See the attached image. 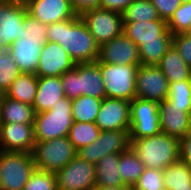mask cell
Wrapping results in <instances>:
<instances>
[{"mask_svg":"<svg viewBox=\"0 0 191 190\" xmlns=\"http://www.w3.org/2000/svg\"><path fill=\"white\" fill-rule=\"evenodd\" d=\"M73 122L71 99L65 96L58 100L56 105H52L50 110L35 114V141L67 137Z\"/></svg>","mask_w":191,"mask_h":190,"instance_id":"cell-4","label":"cell"},{"mask_svg":"<svg viewBox=\"0 0 191 190\" xmlns=\"http://www.w3.org/2000/svg\"><path fill=\"white\" fill-rule=\"evenodd\" d=\"M28 13L25 3L0 0V45L7 50L21 38L23 21Z\"/></svg>","mask_w":191,"mask_h":190,"instance_id":"cell-13","label":"cell"},{"mask_svg":"<svg viewBox=\"0 0 191 190\" xmlns=\"http://www.w3.org/2000/svg\"><path fill=\"white\" fill-rule=\"evenodd\" d=\"M90 34L99 45L123 33V16L108 9L95 8L80 15Z\"/></svg>","mask_w":191,"mask_h":190,"instance_id":"cell-9","label":"cell"},{"mask_svg":"<svg viewBox=\"0 0 191 190\" xmlns=\"http://www.w3.org/2000/svg\"><path fill=\"white\" fill-rule=\"evenodd\" d=\"M69 1L76 15L80 16L85 11L99 8L100 0H69Z\"/></svg>","mask_w":191,"mask_h":190,"instance_id":"cell-43","label":"cell"},{"mask_svg":"<svg viewBox=\"0 0 191 190\" xmlns=\"http://www.w3.org/2000/svg\"><path fill=\"white\" fill-rule=\"evenodd\" d=\"M100 133L101 130L93 122L74 121L67 137L70 139L76 151H78L97 140Z\"/></svg>","mask_w":191,"mask_h":190,"instance_id":"cell-30","label":"cell"},{"mask_svg":"<svg viewBox=\"0 0 191 190\" xmlns=\"http://www.w3.org/2000/svg\"><path fill=\"white\" fill-rule=\"evenodd\" d=\"M20 74L21 72L8 50L0 45V94H5Z\"/></svg>","mask_w":191,"mask_h":190,"instance_id":"cell-33","label":"cell"},{"mask_svg":"<svg viewBox=\"0 0 191 190\" xmlns=\"http://www.w3.org/2000/svg\"><path fill=\"white\" fill-rule=\"evenodd\" d=\"M155 6L160 19L168 21L174 11L180 6V0H151Z\"/></svg>","mask_w":191,"mask_h":190,"instance_id":"cell-40","label":"cell"},{"mask_svg":"<svg viewBox=\"0 0 191 190\" xmlns=\"http://www.w3.org/2000/svg\"><path fill=\"white\" fill-rule=\"evenodd\" d=\"M167 25L173 35L186 33L191 27V1L181 3L167 21Z\"/></svg>","mask_w":191,"mask_h":190,"instance_id":"cell-34","label":"cell"},{"mask_svg":"<svg viewBox=\"0 0 191 190\" xmlns=\"http://www.w3.org/2000/svg\"><path fill=\"white\" fill-rule=\"evenodd\" d=\"M103 98L82 95L71 99L73 120L95 123Z\"/></svg>","mask_w":191,"mask_h":190,"instance_id":"cell-29","label":"cell"},{"mask_svg":"<svg viewBox=\"0 0 191 190\" xmlns=\"http://www.w3.org/2000/svg\"><path fill=\"white\" fill-rule=\"evenodd\" d=\"M6 1H14V2H23V3H25L27 0H6Z\"/></svg>","mask_w":191,"mask_h":190,"instance_id":"cell-46","label":"cell"},{"mask_svg":"<svg viewBox=\"0 0 191 190\" xmlns=\"http://www.w3.org/2000/svg\"><path fill=\"white\" fill-rule=\"evenodd\" d=\"M167 100L178 108H191V80L169 83Z\"/></svg>","mask_w":191,"mask_h":190,"instance_id":"cell-35","label":"cell"},{"mask_svg":"<svg viewBox=\"0 0 191 190\" xmlns=\"http://www.w3.org/2000/svg\"><path fill=\"white\" fill-rule=\"evenodd\" d=\"M23 190H57L56 175L35 169Z\"/></svg>","mask_w":191,"mask_h":190,"instance_id":"cell-36","label":"cell"},{"mask_svg":"<svg viewBox=\"0 0 191 190\" xmlns=\"http://www.w3.org/2000/svg\"><path fill=\"white\" fill-rule=\"evenodd\" d=\"M123 22L153 21L160 19L151 0H134L122 13Z\"/></svg>","mask_w":191,"mask_h":190,"instance_id":"cell-32","label":"cell"},{"mask_svg":"<svg viewBox=\"0 0 191 190\" xmlns=\"http://www.w3.org/2000/svg\"><path fill=\"white\" fill-rule=\"evenodd\" d=\"M188 1H191V0H180L181 3H185V2H188Z\"/></svg>","mask_w":191,"mask_h":190,"instance_id":"cell-48","label":"cell"},{"mask_svg":"<svg viewBox=\"0 0 191 190\" xmlns=\"http://www.w3.org/2000/svg\"><path fill=\"white\" fill-rule=\"evenodd\" d=\"M133 1L134 0H100L99 8L108 9L122 14Z\"/></svg>","mask_w":191,"mask_h":190,"instance_id":"cell-42","label":"cell"},{"mask_svg":"<svg viewBox=\"0 0 191 190\" xmlns=\"http://www.w3.org/2000/svg\"><path fill=\"white\" fill-rule=\"evenodd\" d=\"M34 118L33 106L13 100L2 94L1 123L33 124Z\"/></svg>","mask_w":191,"mask_h":190,"instance_id":"cell-25","label":"cell"},{"mask_svg":"<svg viewBox=\"0 0 191 190\" xmlns=\"http://www.w3.org/2000/svg\"><path fill=\"white\" fill-rule=\"evenodd\" d=\"M172 37L173 34L170 32L162 41L142 44L138 48L140 64L157 66L171 47Z\"/></svg>","mask_w":191,"mask_h":190,"instance_id":"cell-31","label":"cell"},{"mask_svg":"<svg viewBox=\"0 0 191 190\" xmlns=\"http://www.w3.org/2000/svg\"><path fill=\"white\" fill-rule=\"evenodd\" d=\"M123 33L139 48L144 43L162 41L169 33L167 21L123 22Z\"/></svg>","mask_w":191,"mask_h":190,"instance_id":"cell-21","label":"cell"},{"mask_svg":"<svg viewBox=\"0 0 191 190\" xmlns=\"http://www.w3.org/2000/svg\"><path fill=\"white\" fill-rule=\"evenodd\" d=\"M131 146L129 130L101 131L97 140L77 151V156L96 164L111 153H121Z\"/></svg>","mask_w":191,"mask_h":190,"instance_id":"cell-11","label":"cell"},{"mask_svg":"<svg viewBox=\"0 0 191 190\" xmlns=\"http://www.w3.org/2000/svg\"><path fill=\"white\" fill-rule=\"evenodd\" d=\"M157 66L167 77L169 83L191 80V68L184 62L173 45Z\"/></svg>","mask_w":191,"mask_h":190,"instance_id":"cell-23","label":"cell"},{"mask_svg":"<svg viewBox=\"0 0 191 190\" xmlns=\"http://www.w3.org/2000/svg\"><path fill=\"white\" fill-rule=\"evenodd\" d=\"M38 88L36 74L21 73L5 92V96L22 103L33 105Z\"/></svg>","mask_w":191,"mask_h":190,"instance_id":"cell-24","label":"cell"},{"mask_svg":"<svg viewBox=\"0 0 191 190\" xmlns=\"http://www.w3.org/2000/svg\"><path fill=\"white\" fill-rule=\"evenodd\" d=\"M97 62L140 65L139 49L124 33L100 45Z\"/></svg>","mask_w":191,"mask_h":190,"instance_id":"cell-17","label":"cell"},{"mask_svg":"<svg viewBox=\"0 0 191 190\" xmlns=\"http://www.w3.org/2000/svg\"><path fill=\"white\" fill-rule=\"evenodd\" d=\"M1 105H2V94H0V124H1Z\"/></svg>","mask_w":191,"mask_h":190,"instance_id":"cell-45","label":"cell"},{"mask_svg":"<svg viewBox=\"0 0 191 190\" xmlns=\"http://www.w3.org/2000/svg\"><path fill=\"white\" fill-rule=\"evenodd\" d=\"M161 133L159 104L134 98L130 102V139H142Z\"/></svg>","mask_w":191,"mask_h":190,"instance_id":"cell-8","label":"cell"},{"mask_svg":"<svg viewBox=\"0 0 191 190\" xmlns=\"http://www.w3.org/2000/svg\"><path fill=\"white\" fill-rule=\"evenodd\" d=\"M133 190H166L163 181V170L145 168L143 174L133 186Z\"/></svg>","mask_w":191,"mask_h":190,"instance_id":"cell-37","label":"cell"},{"mask_svg":"<svg viewBox=\"0 0 191 190\" xmlns=\"http://www.w3.org/2000/svg\"><path fill=\"white\" fill-rule=\"evenodd\" d=\"M57 190H93L96 186L95 164L76 156L55 173Z\"/></svg>","mask_w":191,"mask_h":190,"instance_id":"cell-10","label":"cell"},{"mask_svg":"<svg viewBox=\"0 0 191 190\" xmlns=\"http://www.w3.org/2000/svg\"><path fill=\"white\" fill-rule=\"evenodd\" d=\"M28 13L44 24H52L76 16L69 0H27Z\"/></svg>","mask_w":191,"mask_h":190,"instance_id":"cell-19","label":"cell"},{"mask_svg":"<svg viewBox=\"0 0 191 190\" xmlns=\"http://www.w3.org/2000/svg\"><path fill=\"white\" fill-rule=\"evenodd\" d=\"M35 143L34 124H0L1 151L32 153Z\"/></svg>","mask_w":191,"mask_h":190,"instance_id":"cell-16","label":"cell"},{"mask_svg":"<svg viewBox=\"0 0 191 190\" xmlns=\"http://www.w3.org/2000/svg\"><path fill=\"white\" fill-rule=\"evenodd\" d=\"M21 38L47 39V24L38 21L27 13L23 21Z\"/></svg>","mask_w":191,"mask_h":190,"instance_id":"cell-38","label":"cell"},{"mask_svg":"<svg viewBox=\"0 0 191 190\" xmlns=\"http://www.w3.org/2000/svg\"><path fill=\"white\" fill-rule=\"evenodd\" d=\"M179 160L191 166V130L179 139Z\"/></svg>","mask_w":191,"mask_h":190,"instance_id":"cell-41","label":"cell"},{"mask_svg":"<svg viewBox=\"0 0 191 190\" xmlns=\"http://www.w3.org/2000/svg\"><path fill=\"white\" fill-rule=\"evenodd\" d=\"M166 190H191V166L180 160L163 170Z\"/></svg>","mask_w":191,"mask_h":190,"instance_id":"cell-28","label":"cell"},{"mask_svg":"<svg viewBox=\"0 0 191 190\" xmlns=\"http://www.w3.org/2000/svg\"><path fill=\"white\" fill-rule=\"evenodd\" d=\"M60 77L64 95L69 99L82 95L106 97L100 62L78 63Z\"/></svg>","mask_w":191,"mask_h":190,"instance_id":"cell-3","label":"cell"},{"mask_svg":"<svg viewBox=\"0 0 191 190\" xmlns=\"http://www.w3.org/2000/svg\"><path fill=\"white\" fill-rule=\"evenodd\" d=\"M131 147L145 168L166 169L179 160V139L160 133L142 139H130Z\"/></svg>","mask_w":191,"mask_h":190,"instance_id":"cell-2","label":"cell"},{"mask_svg":"<svg viewBox=\"0 0 191 190\" xmlns=\"http://www.w3.org/2000/svg\"><path fill=\"white\" fill-rule=\"evenodd\" d=\"M118 166L123 184L131 187L137 183L145 170V165L131 146L120 153Z\"/></svg>","mask_w":191,"mask_h":190,"instance_id":"cell-27","label":"cell"},{"mask_svg":"<svg viewBox=\"0 0 191 190\" xmlns=\"http://www.w3.org/2000/svg\"><path fill=\"white\" fill-rule=\"evenodd\" d=\"M0 190H23L36 169L32 153L0 150Z\"/></svg>","mask_w":191,"mask_h":190,"instance_id":"cell-6","label":"cell"},{"mask_svg":"<svg viewBox=\"0 0 191 190\" xmlns=\"http://www.w3.org/2000/svg\"><path fill=\"white\" fill-rule=\"evenodd\" d=\"M95 124L101 131L130 130V101L103 98Z\"/></svg>","mask_w":191,"mask_h":190,"instance_id":"cell-14","label":"cell"},{"mask_svg":"<svg viewBox=\"0 0 191 190\" xmlns=\"http://www.w3.org/2000/svg\"><path fill=\"white\" fill-rule=\"evenodd\" d=\"M161 133L178 139L191 130V108H178L167 99L159 103Z\"/></svg>","mask_w":191,"mask_h":190,"instance_id":"cell-18","label":"cell"},{"mask_svg":"<svg viewBox=\"0 0 191 190\" xmlns=\"http://www.w3.org/2000/svg\"><path fill=\"white\" fill-rule=\"evenodd\" d=\"M32 156L37 170L56 173L77 156V151L68 137H60L36 141Z\"/></svg>","mask_w":191,"mask_h":190,"instance_id":"cell-5","label":"cell"},{"mask_svg":"<svg viewBox=\"0 0 191 190\" xmlns=\"http://www.w3.org/2000/svg\"><path fill=\"white\" fill-rule=\"evenodd\" d=\"M93 190H133L131 186H101L96 185Z\"/></svg>","mask_w":191,"mask_h":190,"instance_id":"cell-44","label":"cell"},{"mask_svg":"<svg viewBox=\"0 0 191 190\" xmlns=\"http://www.w3.org/2000/svg\"><path fill=\"white\" fill-rule=\"evenodd\" d=\"M69 53L57 42L47 41L40 52L36 75L38 77H60L75 67Z\"/></svg>","mask_w":191,"mask_h":190,"instance_id":"cell-15","label":"cell"},{"mask_svg":"<svg viewBox=\"0 0 191 190\" xmlns=\"http://www.w3.org/2000/svg\"><path fill=\"white\" fill-rule=\"evenodd\" d=\"M63 97L65 95L62 89L61 77H38L37 93L32 105L35 114L50 110L52 105H56L57 101Z\"/></svg>","mask_w":191,"mask_h":190,"instance_id":"cell-22","label":"cell"},{"mask_svg":"<svg viewBox=\"0 0 191 190\" xmlns=\"http://www.w3.org/2000/svg\"><path fill=\"white\" fill-rule=\"evenodd\" d=\"M172 45L179 52L184 62L191 68V37L186 33L173 35Z\"/></svg>","mask_w":191,"mask_h":190,"instance_id":"cell-39","label":"cell"},{"mask_svg":"<svg viewBox=\"0 0 191 190\" xmlns=\"http://www.w3.org/2000/svg\"><path fill=\"white\" fill-rule=\"evenodd\" d=\"M186 34H188L191 37V27L190 29L186 32Z\"/></svg>","mask_w":191,"mask_h":190,"instance_id":"cell-47","label":"cell"},{"mask_svg":"<svg viewBox=\"0 0 191 190\" xmlns=\"http://www.w3.org/2000/svg\"><path fill=\"white\" fill-rule=\"evenodd\" d=\"M135 83L136 98L159 104L168 97L169 82L158 66L140 64L136 72Z\"/></svg>","mask_w":191,"mask_h":190,"instance_id":"cell-12","label":"cell"},{"mask_svg":"<svg viewBox=\"0 0 191 190\" xmlns=\"http://www.w3.org/2000/svg\"><path fill=\"white\" fill-rule=\"evenodd\" d=\"M48 39L19 38L14 41L8 52L21 73L36 74L40 52Z\"/></svg>","mask_w":191,"mask_h":190,"instance_id":"cell-20","label":"cell"},{"mask_svg":"<svg viewBox=\"0 0 191 190\" xmlns=\"http://www.w3.org/2000/svg\"><path fill=\"white\" fill-rule=\"evenodd\" d=\"M47 39L65 48L75 64L98 60L100 45L79 15L48 24Z\"/></svg>","mask_w":191,"mask_h":190,"instance_id":"cell-1","label":"cell"},{"mask_svg":"<svg viewBox=\"0 0 191 190\" xmlns=\"http://www.w3.org/2000/svg\"><path fill=\"white\" fill-rule=\"evenodd\" d=\"M120 153L107 154L95 164L96 185L124 186L119 174Z\"/></svg>","mask_w":191,"mask_h":190,"instance_id":"cell-26","label":"cell"},{"mask_svg":"<svg viewBox=\"0 0 191 190\" xmlns=\"http://www.w3.org/2000/svg\"><path fill=\"white\" fill-rule=\"evenodd\" d=\"M138 66L100 62L106 98H117L130 102L136 98L135 80Z\"/></svg>","mask_w":191,"mask_h":190,"instance_id":"cell-7","label":"cell"}]
</instances>
